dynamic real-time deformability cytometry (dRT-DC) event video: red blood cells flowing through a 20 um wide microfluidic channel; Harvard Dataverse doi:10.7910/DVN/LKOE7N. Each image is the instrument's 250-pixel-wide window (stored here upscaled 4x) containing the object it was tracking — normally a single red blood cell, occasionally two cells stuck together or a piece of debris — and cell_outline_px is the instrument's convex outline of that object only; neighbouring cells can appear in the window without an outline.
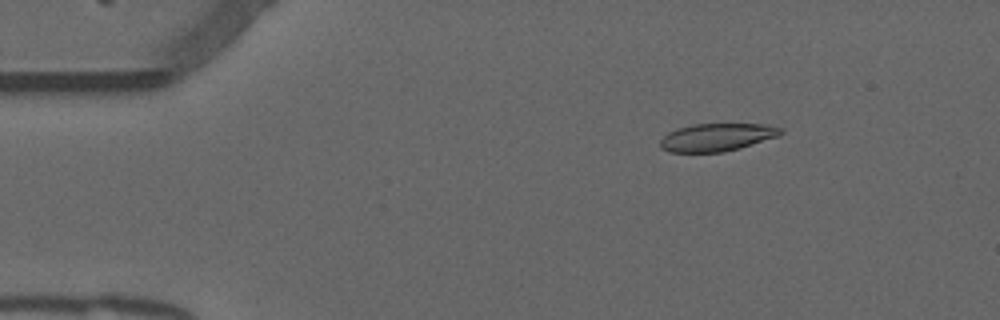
{"species": "common noctule bat (a hibernating species)", "species_latin": "Nyctalus noctula", "temperature_condition": "warm", "stored_images_in_passage": 53, "camera_frame_rate_fps": 3000, "um_per_image_px": 0.085, "animal": {"sex": "male", "forearm_length_mm": 52.5}, "frame": {"image": 1, "passage_image": 8, "time_ms": 2.333, "image_size_px": [1000, 320], "cell_outline_px": [[784, 132], [780, 136], [740, 148], [724, 152], [668, 152], [660, 148], [660, 140], [668, 132], [676, 128], [692, 124], [768, 124], [784, 128]], "centroid_in_image_um": [60.97, 11.66], "position_along_channel_um": 24.0, "area_um2": 19.83}}
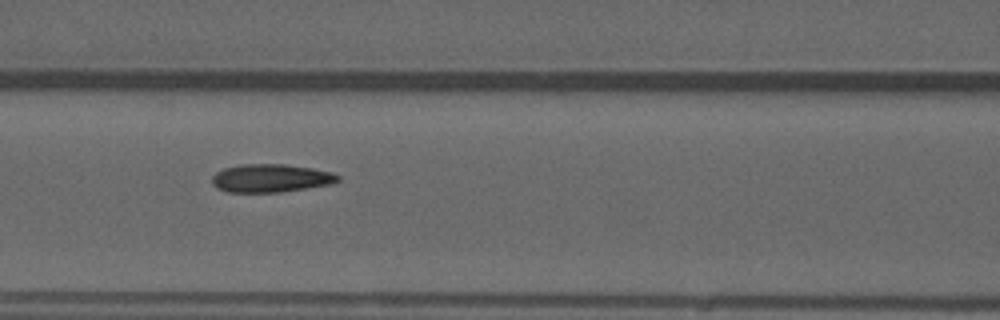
{"frame": {"image": 2, "passage_image": 23, "time_ms": 7.333, "image_size_px": [1000, 320], "cell_outline_px": [[340, 180], [332, 184], [280, 192], [228, 192], [216, 188], [212, 184], [212, 176], [216, 172], [224, 168], [240, 164], [284, 164], [312, 168], [332, 172], [340, 176]], "centroid_in_image_um": [23.01, 15.14], "position_along_channel_um": 143.6, "area_um2": 20.75}}
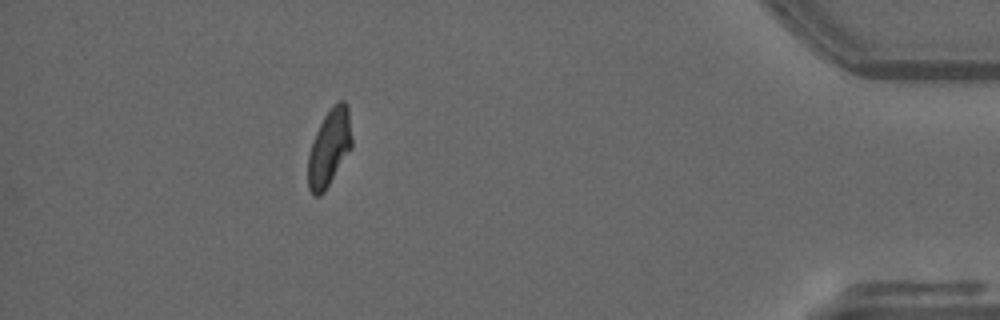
{"frame": {"image": 3, "passage_image": 48, "time_ms": 15.667, "image_size_px": [1000, 320], "cell_outline_px": [[352, 148], [324, 192], [320, 196], [312, 196], [308, 188], [308, 156], [312, 140], [324, 116], [340, 100], [344, 100], [348, 104], [352, 136]], "centroid_in_image_um": [27.99, 12.58], "position_along_channel_um": 407.2, "area_um2": 19.71}, "authors_computed_cell_mechanics": {"area_um2": 20.4034, "velocity_mm_per_s": 3.8236, "shape_relaxation_time_tau1_ms": 8.9206, "shape_relaxation_time_tau2_ms": 1.2915, "deformation_change_tau1": 0.2371, "deformation_change_tau2": 0.0793}}